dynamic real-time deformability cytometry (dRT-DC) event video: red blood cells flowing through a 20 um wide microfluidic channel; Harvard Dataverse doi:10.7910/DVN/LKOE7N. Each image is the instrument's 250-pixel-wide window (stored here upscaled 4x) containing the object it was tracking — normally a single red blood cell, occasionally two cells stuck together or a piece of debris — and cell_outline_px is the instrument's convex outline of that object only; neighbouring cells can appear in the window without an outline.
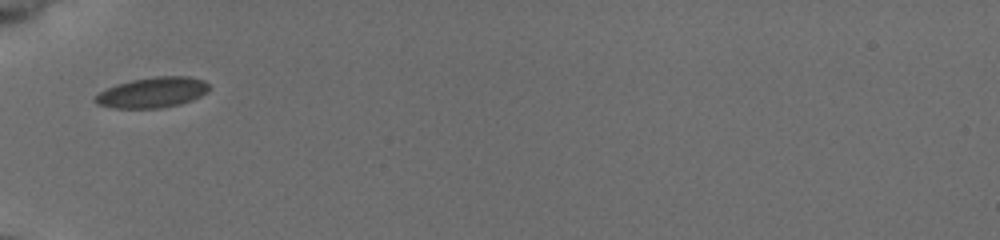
{"species": "common noctule bat (a hibernating species)", "species_latin": "Nyctalus noctula", "temperature_condition": "cold", "stored_images_in_passage": 19, "camera_frame_rate_fps": 3000, "um_per_image_px": 0.085, "animal": {"sex": "female", "body_mass_g": 19.5, "forearm_length_mm": 54.1}, "frame": {"image": 1, "passage_image": 1, "time_ms": 0.0, "image_size_px": [1000, 240], "cell_outline_px": [[208, 92], [192, 100], [180, 104], [160, 108], [112, 108], [96, 104], [92, 100], [100, 92], [116, 84], [132, 80], [156, 76], [188, 76], [204, 80], [208, 84]], "centroid_in_image_um": [12.95, 7.86], "position_along_channel_um": 72.0, "area_um2": 20.23}}
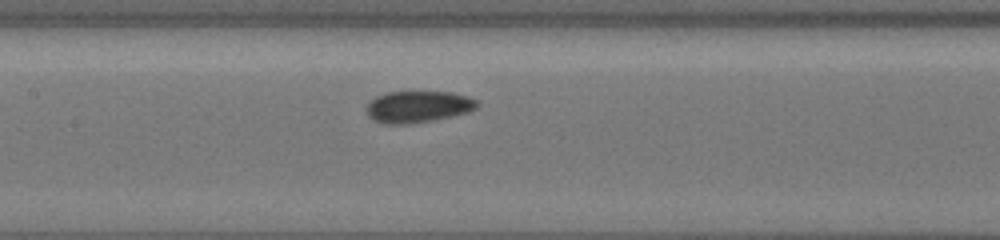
{"frame": {"image": 2, "passage_image": 9, "time_ms": 2.667, "image_size_px": [1000, 240], "cell_outline_px": [[480, 104], [476, 108], [468, 112], [452, 116], [432, 120], [408, 124], [384, 124], [372, 120], [368, 116], [364, 108], [368, 100], [376, 96], [388, 92], [452, 92], [468, 96], [476, 100]], "centroid_in_image_um": [35.48, 9.07], "position_along_channel_um": 171.9, "area_um2": 20.69}}
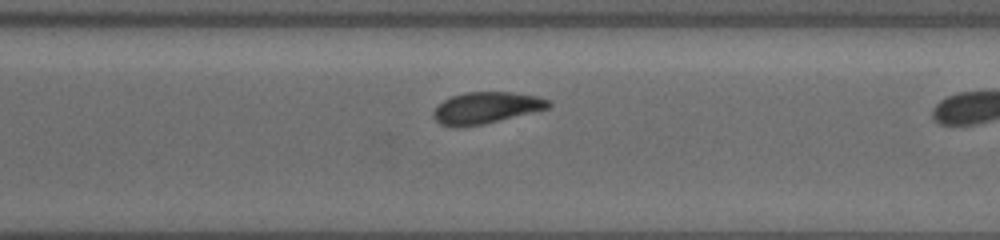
{"frame": {"image": 3, "passage_image": 18, "time_ms": 5.667, "image_size_px": [1000, 240], "cell_outline_px": [[552, 104], [548, 108], [484, 124], [452, 128], [440, 124], [432, 116], [432, 112], [444, 100], [452, 96], [464, 92], [512, 92], [536, 96], [552, 100]], "centroid_in_image_um": [41.31, 9.17], "position_along_channel_um": 329.3, "area_um2": 21.15}}